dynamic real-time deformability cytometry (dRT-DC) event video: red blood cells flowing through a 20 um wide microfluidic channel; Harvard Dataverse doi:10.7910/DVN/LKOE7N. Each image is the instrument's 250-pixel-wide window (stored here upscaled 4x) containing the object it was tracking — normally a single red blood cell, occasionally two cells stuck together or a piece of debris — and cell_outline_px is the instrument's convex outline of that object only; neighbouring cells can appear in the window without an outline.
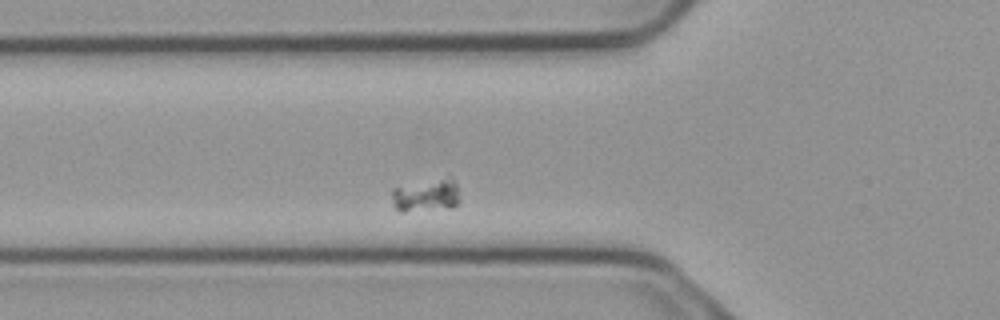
{"species": "common noctule bat (a hibernating species)", "species_latin": "Nyctalus noctula", "temperature_condition": "cold", "stored_images_in_passage": 2, "camera_frame_rate_fps": 3000, "um_per_image_px": 0.085, "animal": {"sex": "male", "body_mass_g": 23.1, "forearm_length_mm": 52.7}, "frame": {"image": 1, "passage_image": 2, "time_ms": 0.333, "image_size_px": [1000, 320], "cell_outline_px": [[460, 200], [452, 208], [400, 212], [392, 204], [392, 188], [452, 176], [456, 180]], "centroid_in_image_um": [36.26, 16.61], "position_along_channel_um": 89.5, "area_um2": 13.18}}